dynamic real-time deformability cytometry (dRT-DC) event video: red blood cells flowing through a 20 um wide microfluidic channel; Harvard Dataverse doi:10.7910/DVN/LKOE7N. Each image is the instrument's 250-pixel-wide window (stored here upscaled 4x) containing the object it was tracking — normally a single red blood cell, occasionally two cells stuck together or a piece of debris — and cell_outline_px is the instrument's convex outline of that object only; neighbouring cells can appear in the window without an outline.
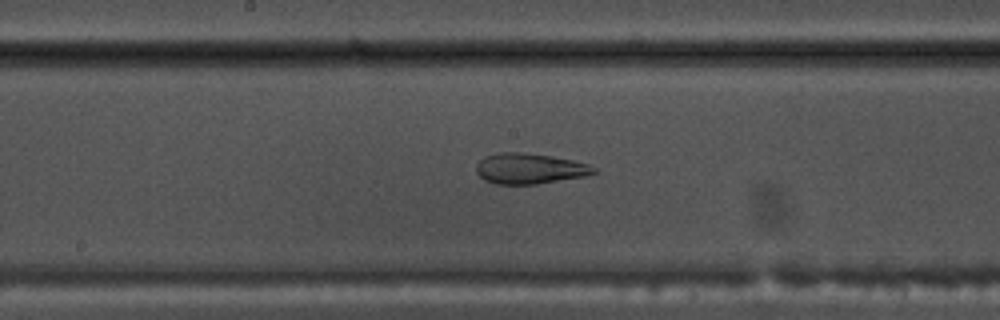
{"species": "common noctule bat (a hibernating species)", "species_latin": "Nyctalus noctula", "temperature_condition": "warm", "stored_images_in_passage": 54, "camera_frame_rate_fps": 3000, "um_per_image_px": 0.085, "animal": {"sex": "male", "body_mass_g": 17.5, "forearm_length_mm": 52.3}, "frame": {"image": 1, "passage_image": 28, "time_ms": 9.0, "image_size_px": [1000, 320], "cell_outline_px": [[596, 172], [584, 176], [536, 184], [496, 184], [484, 180], [476, 172], [476, 164], [484, 156], [500, 152], [524, 152], [572, 160], [588, 164], [596, 168]], "centroid_in_image_um": [44.97, 14.33], "position_along_channel_um": 203.2, "area_um2": 20.81}}
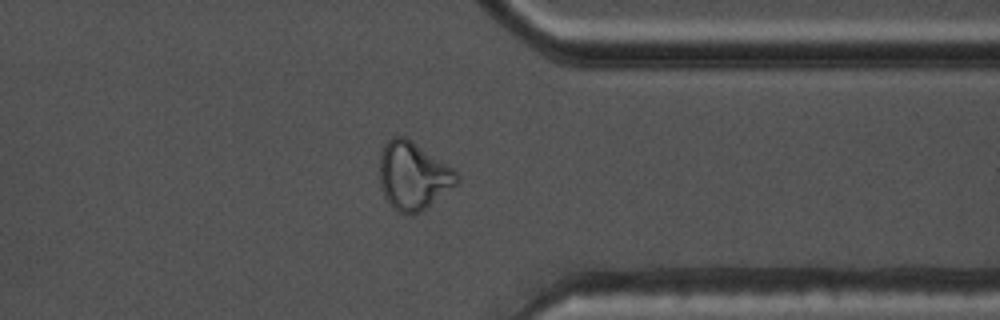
{"frame": {"image": 2, "passage_image": 42, "time_ms": 13.667, "image_size_px": [1000, 320], "cell_outline_px": [[460, 180], [456, 184], [420, 212], [412, 216], [396, 212], [392, 208], [384, 196], [380, 184], [380, 152], [384, 144], [392, 136], [404, 136], [412, 140], [448, 164], [460, 176]], "centroid_in_image_um": [35.09, 14.94], "position_along_channel_um": 376.3, "area_um2": 30.69}}
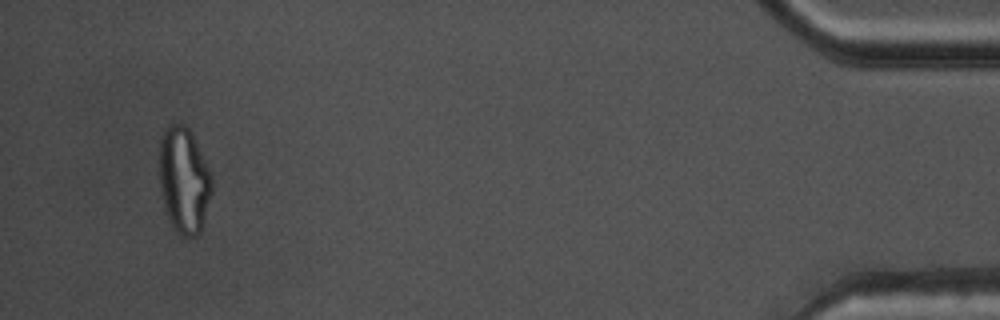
{"frame": {"image": 3, "passage_image": 51, "time_ms": 16.667, "image_size_px": [1000, 320], "cell_outline_px": [[212, 192], [200, 232], [196, 236], [184, 236], [172, 224], [164, 208], [160, 188], [160, 136], [164, 128], [168, 124], [176, 120], [184, 124], [188, 128], [204, 160], [212, 180]], "centroid_in_image_um": [15.61, 15.26], "position_along_channel_um": 419.6, "area_um2": 32.08}}